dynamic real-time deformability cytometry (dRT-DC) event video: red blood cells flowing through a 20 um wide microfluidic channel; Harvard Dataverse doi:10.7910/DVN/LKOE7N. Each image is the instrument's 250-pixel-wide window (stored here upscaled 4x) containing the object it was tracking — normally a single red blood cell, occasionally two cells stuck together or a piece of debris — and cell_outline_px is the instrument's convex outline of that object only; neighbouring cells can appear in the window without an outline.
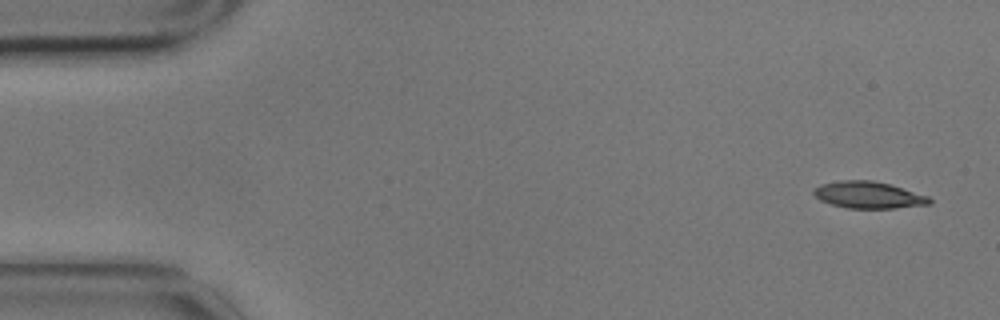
{"species": "common noctule bat (a hibernating species)", "species_latin": "Nyctalus noctula", "temperature_condition": "cold", "stored_images_in_passage": 6, "camera_frame_rate_fps": 3000, "um_per_image_px": 0.085, "animal": {"sex": "male", "body_mass_g": 17.9}, "frame": {"image": 1, "passage_image": 1, "time_ms": 0.0, "image_size_px": [1000, 320], "cell_outline_px": [[932, 204], [896, 208], [848, 208], [832, 204], [820, 200], [812, 192], [812, 188], [820, 184], [840, 180], [872, 180], [892, 184], [928, 196], [932, 200]], "centroid_in_image_um": [73.83, 16.56], "position_along_channel_um": 11.2, "area_um2": 18.26}}
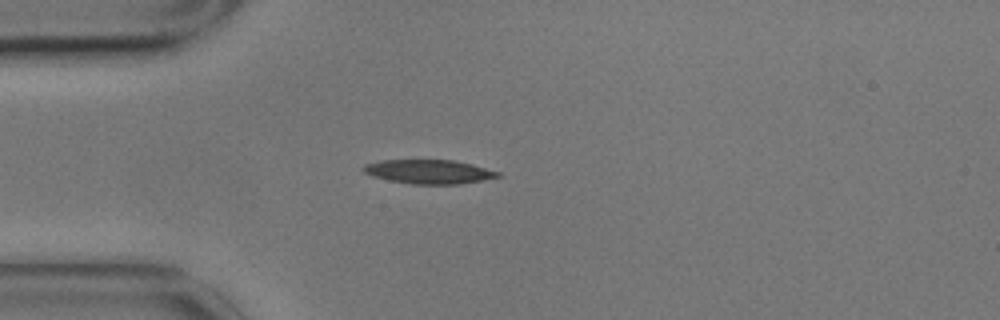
{"frame": {"image": 2, "passage_image": 2, "time_ms": 0.333, "image_size_px": [1000, 320], "cell_outline_px": [[504, 176], [460, 184], [412, 184], [388, 180], [372, 176], [364, 172], [360, 168], [364, 164], [380, 160], [452, 160], [472, 164], [500, 172]], "centroid_in_image_um": [36.45, 14.59], "position_along_channel_um": 48.6, "area_um2": 18.96}}